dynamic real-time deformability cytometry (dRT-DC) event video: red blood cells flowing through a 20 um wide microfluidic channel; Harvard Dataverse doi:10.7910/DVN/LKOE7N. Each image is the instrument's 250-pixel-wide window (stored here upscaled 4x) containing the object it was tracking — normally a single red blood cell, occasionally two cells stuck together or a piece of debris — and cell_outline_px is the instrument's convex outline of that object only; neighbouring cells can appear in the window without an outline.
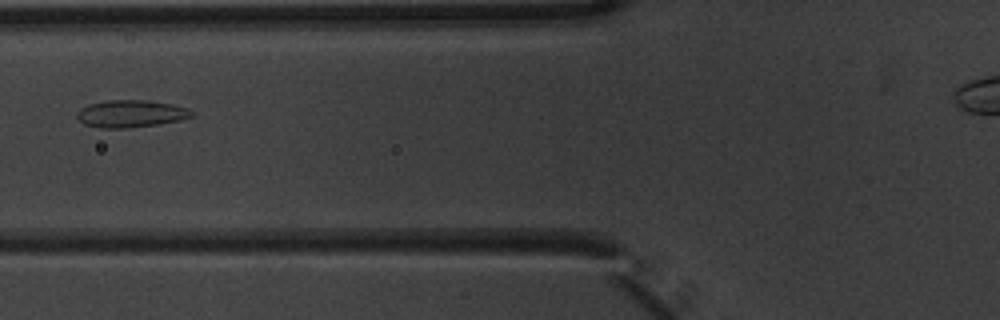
{"species": "common noctule bat (a hibernating species)", "species_latin": "Nyctalus noctula", "temperature_condition": "warm", "stored_images_in_passage": 6, "camera_frame_rate_fps": 3000, "um_per_image_px": 0.085, "animal": {"sex": "male", "body_mass_g": 20.1, "forearm_length_mm": 53.5}, "frame": {"image": 1, "passage_image": 6, "time_ms": 1.667, "image_size_px": [1000, 320], "cell_outline_px": [[192, 116], [180, 120], [156, 124], [124, 128], [100, 128], [84, 124], [76, 116], [76, 112], [80, 108], [88, 104], [108, 100], [144, 100], [172, 104], [188, 108], [192, 112]], "centroid_in_image_um": [11.07, 9.66], "position_along_channel_um": 114.7, "area_um2": 18.09}}